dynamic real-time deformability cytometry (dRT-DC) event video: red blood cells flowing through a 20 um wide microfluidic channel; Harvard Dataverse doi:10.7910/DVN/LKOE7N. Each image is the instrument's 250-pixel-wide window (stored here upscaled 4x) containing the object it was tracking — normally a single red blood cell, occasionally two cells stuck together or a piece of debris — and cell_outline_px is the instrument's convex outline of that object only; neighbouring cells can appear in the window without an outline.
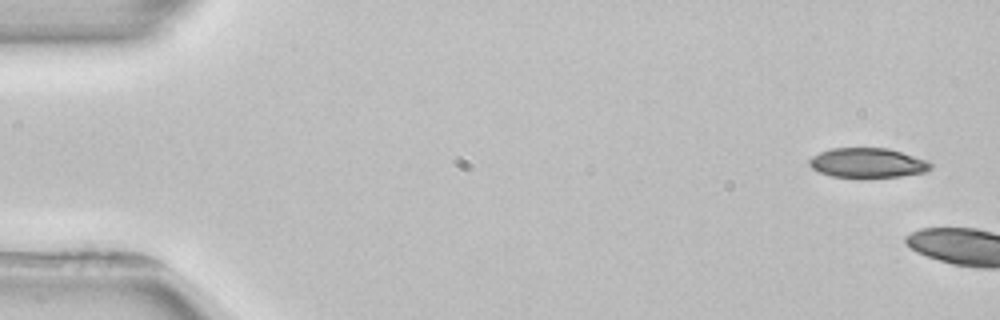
{"species": "common noctule bat (a hibernating species)", "species_latin": "Nyctalus noctula", "temperature_condition": "room temperature", "stored_images_in_passage": 3, "camera_frame_rate_fps": 3000, "um_per_image_px": 0.085, "animal": {"sex": "female", "body_mass_g": 22.7, "forearm_length_mm": 54.2}, "frame": {"image": 1, "passage_image": 1, "time_ms": 0.0, "image_size_px": [1000, 320], "cell_outline_px": [[932, 168], [924, 172], [900, 176], [832, 176], [820, 172], [812, 168], [808, 164], [808, 160], [812, 156], [820, 152], [832, 148], [888, 148], [928, 160], [932, 164]], "centroid_in_image_um": [73.75, 13.82], "position_along_channel_um": 11.3, "area_um2": 20.63}}